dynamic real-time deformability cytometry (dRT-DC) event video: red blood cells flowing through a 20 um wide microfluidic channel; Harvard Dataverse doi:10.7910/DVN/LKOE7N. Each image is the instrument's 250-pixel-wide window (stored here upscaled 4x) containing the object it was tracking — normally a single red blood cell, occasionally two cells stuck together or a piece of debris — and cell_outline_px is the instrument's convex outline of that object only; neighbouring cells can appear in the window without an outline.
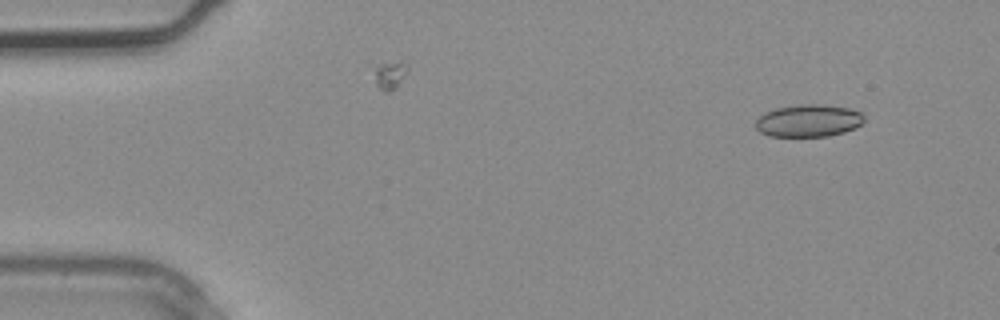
{"species": "common noctule bat (a hibernating species)", "species_latin": "Nyctalus noctula", "temperature_condition": "warm", "stored_images_in_passage": 3, "segment_of_instrument_passage": [2, 2], "camera_frame_rate_fps": 3000, "um_per_image_px": 0.085, "animal": {"sex": "male", "body_mass_g": 20.4}, "frame": {"image": 1, "passage_image": 3, "time_ms": 0.667, "image_size_px": [1000, 320], "cell_outline_px": [[864, 120], [860, 124], [844, 132], [828, 136], [768, 136], [760, 132], [756, 128], [756, 120], [764, 112], [776, 108], [800, 104], [820, 104], [848, 108], [860, 112], [864, 116]], "centroid_in_image_um": [68.69, 10.25], "position_along_channel_um": 16.3, "area_um2": 20.35}}